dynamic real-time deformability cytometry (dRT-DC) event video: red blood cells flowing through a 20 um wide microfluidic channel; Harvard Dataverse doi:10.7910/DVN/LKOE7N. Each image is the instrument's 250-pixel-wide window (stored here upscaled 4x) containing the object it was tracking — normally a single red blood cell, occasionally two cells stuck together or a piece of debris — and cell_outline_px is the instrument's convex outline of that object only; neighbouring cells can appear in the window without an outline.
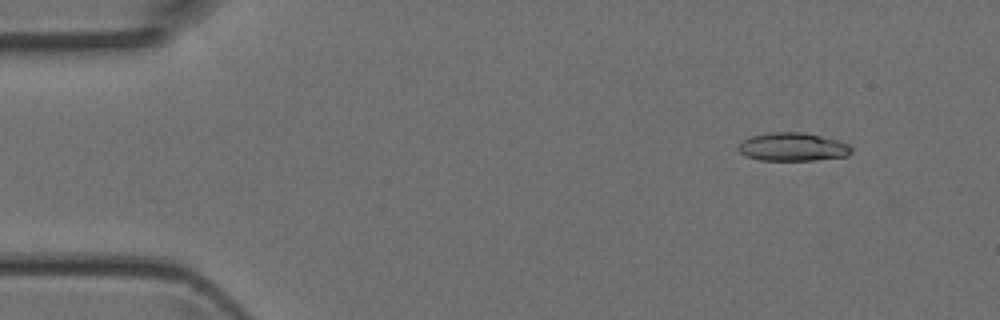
{"species": "Egyptian fruit bat (a non-hibernating species)", "species_latin": "Rousettus aegyptiacus", "temperature_condition": "room temperature", "stored_images_in_passage": 5, "camera_frame_rate_fps": 3000, "um_per_image_px": 0.085, "animal": {"sex": "female"}, "frame": {"image": 1, "passage_image": 2, "time_ms": 0.333, "image_size_px": [1000, 320], "cell_outline_px": [[852, 152], [848, 156], [812, 160], [760, 160], [748, 156], [740, 152], [736, 148], [744, 140], [752, 136], [772, 132], [804, 132], [840, 140], [848, 144], [852, 148]], "centroid_in_image_um": [67.43, 12.48], "position_along_channel_um": 17.6, "area_um2": 18.61}}
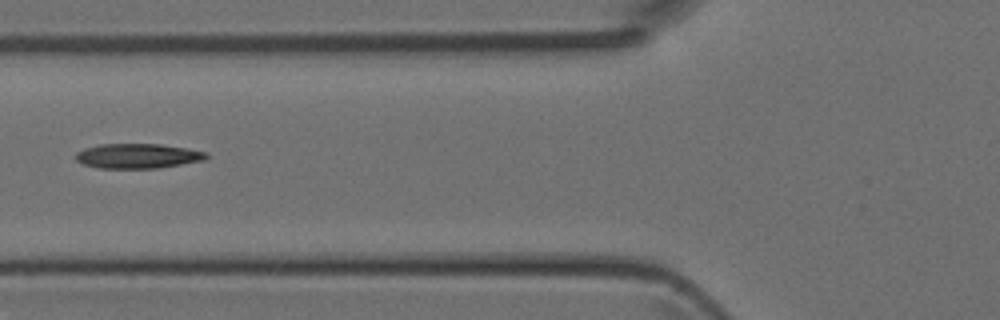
{"frame": {"image": 2, "passage_image": 5, "time_ms": 1.333, "image_size_px": [1000, 320], "cell_outline_px": [[208, 156], [204, 160], [160, 168], [100, 168], [84, 164], [76, 160], [76, 152], [84, 148], [100, 144], [160, 144], [188, 148], [208, 152]], "centroid_in_image_um": [11.73, 13.25], "position_along_channel_um": 114.1, "area_um2": 18.9}}